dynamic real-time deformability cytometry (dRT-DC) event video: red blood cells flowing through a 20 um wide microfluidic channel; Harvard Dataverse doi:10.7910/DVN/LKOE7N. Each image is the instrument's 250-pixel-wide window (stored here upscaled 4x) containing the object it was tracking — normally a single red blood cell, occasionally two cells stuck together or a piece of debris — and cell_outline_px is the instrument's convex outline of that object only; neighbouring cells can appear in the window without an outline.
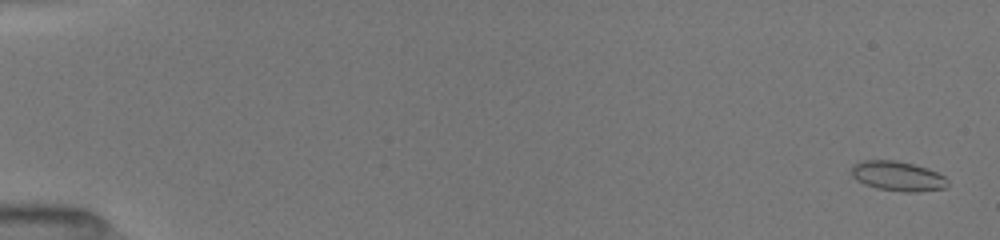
{"species": "common noctule bat (a hibernating species)", "species_latin": "Nyctalus noctula", "temperature_condition": "room temperature", "stored_images_in_passage": 52, "camera_frame_rate_fps": 3000, "um_per_image_px": 0.085, "animal": {"sex": "female", "body_mass_g": 19.5, "forearm_length_mm": 54.1}, "frame": {"image": 1, "passage_image": 2, "time_ms": 0.333, "image_size_px": [1000, 240], "cell_outline_px": [[948, 184], [944, 188], [916, 192], [904, 192], [876, 188], [864, 184], [856, 180], [852, 176], [852, 168], [856, 164], [864, 160], [896, 160], [928, 168], [944, 176], [948, 180]], "centroid_in_image_um": [76.31, 14.97], "position_along_channel_um": 8.7, "area_um2": 16.59}}
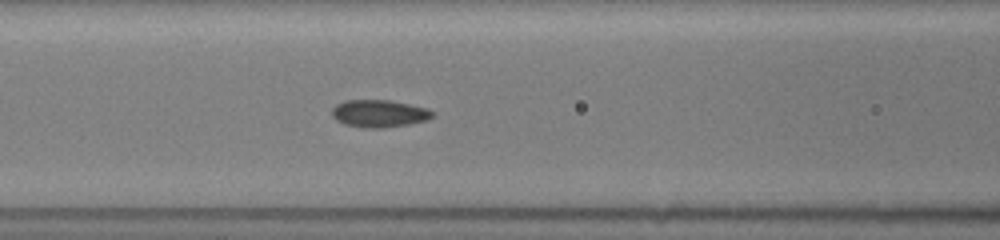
{"frame": {"image": 2, "passage_image": 24, "time_ms": 7.667, "image_size_px": [1000, 240], "cell_outline_px": [[436, 116], [428, 120], [408, 124], [384, 128], [364, 128], [344, 124], [336, 120], [332, 116], [332, 108], [336, 104], [344, 100], [388, 100], [428, 108], [436, 112]], "centroid_in_image_um": [32.26, 9.65], "position_along_channel_um": 134.3, "area_um2": 16.3}}
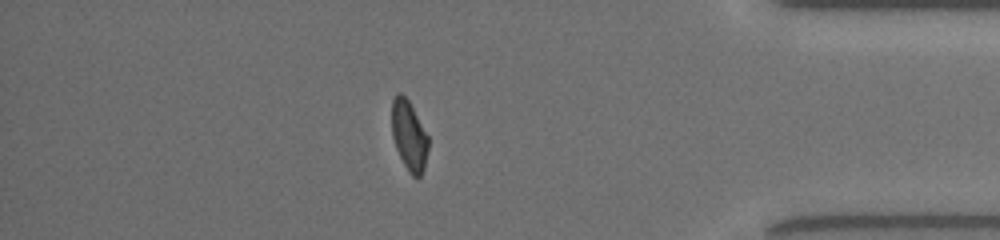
{"frame": {"image": 3, "passage_image": 46, "time_ms": 15.0, "image_size_px": [1000, 240], "cell_outline_px": [[428, 148], [424, 168], [420, 176], [412, 176], [408, 172], [396, 148], [392, 136], [392, 100], [396, 92], [400, 92], [408, 100], [428, 136]], "centroid_in_image_um": [34.75, 11.52], "position_along_channel_um": 400.4, "area_um2": 14.68}, "authors_computed_cell_mechanics": {"area_um2": 15.7794, "velocity_mm_per_s": 4.0224, "shape_relaxation_time_tau1_ms": 6.2915, "shape_relaxation_time_tau2_ms": 1.3999, "deformation_change_tau1": 0.1591, "deformation_change_tau2": 0.0639}}